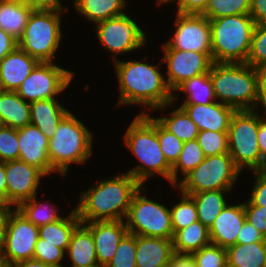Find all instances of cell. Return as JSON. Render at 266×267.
<instances>
[{"instance_id":"7","label":"cell","mask_w":266,"mask_h":267,"mask_svg":"<svg viewBox=\"0 0 266 267\" xmlns=\"http://www.w3.org/2000/svg\"><path fill=\"white\" fill-rule=\"evenodd\" d=\"M259 113L256 110H236L228 129V149L234 164L241 171L247 167L253 171L266 168L261 158L257 135Z\"/></svg>"},{"instance_id":"6","label":"cell","mask_w":266,"mask_h":267,"mask_svg":"<svg viewBox=\"0 0 266 267\" xmlns=\"http://www.w3.org/2000/svg\"><path fill=\"white\" fill-rule=\"evenodd\" d=\"M92 133L68 112L49 139L48 155L52 168L66 176L70 163L84 164L92 155Z\"/></svg>"},{"instance_id":"56","label":"cell","mask_w":266,"mask_h":267,"mask_svg":"<svg viewBox=\"0 0 266 267\" xmlns=\"http://www.w3.org/2000/svg\"><path fill=\"white\" fill-rule=\"evenodd\" d=\"M11 267H54V266L45 264L36 259H27L16 262L13 265H11Z\"/></svg>"},{"instance_id":"45","label":"cell","mask_w":266,"mask_h":267,"mask_svg":"<svg viewBox=\"0 0 266 267\" xmlns=\"http://www.w3.org/2000/svg\"><path fill=\"white\" fill-rule=\"evenodd\" d=\"M244 210L246 220L266 238V206H255L250 201H246Z\"/></svg>"},{"instance_id":"23","label":"cell","mask_w":266,"mask_h":267,"mask_svg":"<svg viewBox=\"0 0 266 267\" xmlns=\"http://www.w3.org/2000/svg\"><path fill=\"white\" fill-rule=\"evenodd\" d=\"M68 112L55 98L38 100L30 103V124L51 139L59 122Z\"/></svg>"},{"instance_id":"41","label":"cell","mask_w":266,"mask_h":267,"mask_svg":"<svg viewBox=\"0 0 266 267\" xmlns=\"http://www.w3.org/2000/svg\"><path fill=\"white\" fill-rule=\"evenodd\" d=\"M197 267H227L226 249L210 243L191 253Z\"/></svg>"},{"instance_id":"61","label":"cell","mask_w":266,"mask_h":267,"mask_svg":"<svg viewBox=\"0 0 266 267\" xmlns=\"http://www.w3.org/2000/svg\"><path fill=\"white\" fill-rule=\"evenodd\" d=\"M265 247H266V240H265ZM264 267H266V252H265V258H264Z\"/></svg>"},{"instance_id":"2","label":"cell","mask_w":266,"mask_h":267,"mask_svg":"<svg viewBox=\"0 0 266 267\" xmlns=\"http://www.w3.org/2000/svg\"><path fill=\"white\" fill-rule=\"evenodd\" d=\"M140 186L142 185L128 172L101 180L80 195L75 207L78 218L81 223L123 220L131 199Z\"/></svg>"},{"instance_id":"58","label":"cell","mask_w":266,"mask_h":267,"mask_svg":"<svg viewBox=\"0 0 266 267\" xmlns=\"http://www.w3.org/2000/svg\"><path fill=\"white\" fill-rule=\"evenodd\" d=\"M10 206L6 198L0 193V214L8 213L11 210Z\"/></svg>"},{"instance_id":"60","label":"cell","mask_w":266,"mask_h":267,"mask_svg":"<svg viewBox=\"0 0 266 267\" xmlns=\"http://www.w3.org/2000/svg\"><path fill=\"white\" fill-rule=\"evenodd\" d=\"M171 1H175V0H158V3L163 4V3L171 2ZM176 1H177L178 5H179L180 0H176Z\"/></svg>"},{"instance_id":"40","label":"cell","mask_w":266,"mask_h":267,"mask_svg":"<svg viewBox=\"0 0 266 267\" xmlns=\"http://www.w3.org/2000/svg\"><path fill=\"white\" fill-rule=\"evenodd\" d=\"M136 235L127 233L106 267H136Z\"/></svg>"},{"instance_id":"25","label":"cell","mask_w":266,"mask_h":267,"mask_svg":"<svg viewBox=\"0 0 266 267\" xmlns=\"http://www.w3.org/2000/svg\"><path fill=\"white\" fill-rule=\"evenodd\" d=\"M30 124V103L17 91L0 90V125L20 129Z\"/></svg>"},{"instance_id":"28","label":"cell","mask_w":266,"mask_h":267,"mask_svg":"<svg viewBox=\"0 0 266 267\" xmlns=\"http://www.w3.org/2000/svg\"><path fill=\"white\" fill-rule=\"evenodd\" d=\"M210 243L209 228L199 220L177 231L173 236V249L177 254H191Z\"/></svg>"},{"instance_id":"46","label":"cell","mask_w":266,"mask_h":267,"mask_svg":"<svg viewBox=\"0 0 266 267\" xmlns=\"http://www.w3.org/2000/svg\"><path fill=\"white\" fill-rule=\"evenodd\" d=\"M255 177L254 189H252L249 201L255 206H266V168L253 171Z\"/></svg>"},{"instance_id":"13","label":"cell","mask_w":266,"mask_h":267,"mask_svg":"<svg viewBox=\"0 0 266 267\" xmlns=\"http://www.w3.org/2000/svg\"><path fill=\"white\" fill-rule=\"evenodd\" d=\"M96 29L97 38L114 56L139 49L147 40L138 24L126 14L98 22Z\"/></svg>"},{"instance_id":"26","label":"cell","mask_w":266,"mask_h":267,"mask_svg":"<svg viewBox=\"0 0 266 267\" xmlns=\"http://www.w3.org/2000/svg\"><path fill=\"white\" fill-rule=\"evenodd\" d=\"M33 11L20 0H0V29L19 40Z\"/></svg>"},{"instance_id":"20","label":"cell","mask_w":266,"mask_h":267,"mask_svg":"<svg viewBox=\"0 0 266 267\" xmlns=\"http://www.w3.org/2000/svg\"><path fill=\"white\" fill-rule=\"evenodd\" d=\"M191 120L197 125L199 131L209 130L216 132H228L233 113V107L213 102L205 104H181Z\"/></svg>"},{"instance_id":"17","label":"cell","mask_w":266,"mask_h":267,"mask_svg":"<svg viewBox=\"0 0 266 267\" xmlns=\"http://www.w3.org/2000/svg\"><path fill=\"white\" fill-rule=\"evenodd\" d=\"M19 159L39 168L46 176L56 172L49 161V139L38 127L29 124L18 129Z\"/></svg>"},{"instance_id":"47","label":"cell","mask_w":266,"mask_h":267,"mask_svg":"<svg viewBox=\"0 0 266 267\" xmlns=\"http://www.w3.org/2000/svg\"><path fill=\"white\" fill-rule=\"evenodd\" d=\"M266 238L257 230L255 226L250 224L247 220L238 234L236 244H248L254 242H265Z\"/></svg>"},{"instance_id":"22","label":"cell","mask_w":266,"mask_h":267,"mask_svg":"<svg viewBox=\"0 0 266 267\" xmlns=\"http://www.w3.org/2000/svg\"><path fill=\"white\" fill-rule=\"evenodd\" d=\"M173 255V239L136 235V267H161Z\"/></svg>"},{"instance_id":"8","label":"cell","mask_w":266,"mask_h":267,"mask_svg":"<svg viewBox=\"0 0 266 267\" xmlns=\"http://www.w3.org/2000/svg\"><path fill=\"white\" fill-rule=\"evenodd\" d=\"M60 14L34 10L18 40V47L40 62H53L62 39Z\"/></svg>"},{"instance_id":"21","label":"cell","mask_w":266,"mask_h":267,"mask_svg":"<svg viewBox=\"0 0 266 267\" xmlns=\"http://www.w3.org/2000/svg\"><path fill=\"white\" fill-rule=\"evenodd\" d=\"M40 61L17 47L0 62V90L17 91Z\"/></svg>"},{"instance_id":"31","label":"cell","mask_w":266,"mask_h":267,"mask_svg":"<svg viewBox=\"0 0 266 267\" xmlns=\"http://www.w3.org/2000/svg\"><path fill=\"white\" fill-rule=\"evenodd\" d=\"M76 10L95 24L125 14L126 0H74Z\"/></svg>"},{"instance_id":"59","label":"cell","mask_w":266,"mask_h":267,"mask_svg":"<svg viewBox=\"0 0 266 267\" xmlns=\"http://www.w3.org/2000/svg\"><path fill=\"white\" fill-rule=\"evenodd\" d=\"M0 267H11L9 261L3 256V253L0 252Z\"/></svg>"},{"instance_id":"51","label":"cell","mask_w":266,"mask_h":267,"mask_svg":"<svg viewBox=\"0 0 266 267\" xmlns=\"http://www.w3.org/2000/svg\"><path fill=\"white\" fill-rule=\"evenodd\" d=\"M255 69L257 74L258 105L262 104L264 106V113L266 114V65Z\"/></svg>"},{"instance_id":"62","label":"cell","mask_w":266,"mask_h":267,"mask_svg":"<svg viewBox=\"0 0 266 267\" xmlns=\"http://www.w3.org/2000/svg\"><path fill=\"white\" fill-rule=\"evenodd\" d=\"M161 267H171L170 263L166 264V265H163Z\"/></svg>"},{"instance_id":"39","label":"cell","mask_w":266,"mask_h":267,"mask_svg":"<svg viewBox=\"0 0 266 267\" xmlns=\"http://www.w3.org/2000/svg\"><path fill=\"white\" fill-rule=\"evenodd\" d=\"M246 64L253 68L266 65V23L255 24Z\"/></svg>"},{"instance_id":"50","label":"cell","mask_w":266,"mask_h":267,"mask_svg":"<svg viewBox=\"0 0 266 267\" xmlns=\"http://www.w3.org/2000/svg\"><path fill=\"white\" fill-rule=\"evenodd\" d=\"M18 47V40L0 29V62Z\"/></svg>"},{"instance_id":"11","label":"cell","mask_w":266,"mask_h":267,"mask_svg":"<svg viewBox=\"0 0 266 267\" xmlns=\"http://www.w3.org/2000/svg\"><path fill=\"white\" fill-rule=\"evenodd\" d=\"M73 72L54 65L40 62L17 90L18 95L29 103L52 99L67 88L73 79Z\"/></svg>"},{"instance_id":"16","label":"cell","mask_w":266,"mask_h":267,"mask_svg":"<svg viewBox=\"0 0 266 267\" xmlns=\"http://www.w3.org/2000/svg\"><path fill=\"white\" fill-rule=\"evenodd\" d=\"M7 201L11 206L31 199L37 194L40 179L46 176L39 168L20 159L5 162Z\"/></svg>"},{"instance_id":"5","label":"cell","mask_w":266,"mask_h":267,"mask_svg":"<svg viewBox=\"0 0 266 267\" xmlns=\"http://www.w3.org/2000/svg\"><path fill=\"white\" fill-rule=\"evenodd\" d=\"M212 60L219 63H246L255 22L250 14L209 20Z\"/></svg>"},{"instance_id":"29","label":"cell","mask_w":266,"mask_h":267,"mask_svg":"<svg viewBox=\"0 0 266 267\" xmlns=\"http://www.w3.org/2000/svg\"><path fill=\"white\" fill-rule=\"evenodd\" d=\"M226 191L229 192L230 190H210L187 194L195 202L198 220L207 228L211 227L214 220L227 205V201L224 198V192Z\"/></svg>"},{"instance_id":"37","label":"cell","mask_w":266,"mask_h":267,"mask_svg":"<svg viewBox=\"0 0 266 267\" xmlns=\"http://www.w3.org/2000/svg\"><path fill=\"white\" fill-rule=\"evenodd\" d=\"M181 197V202L175 204L170 210L174 234L198 221L197 209L193 198L183 192H181Z\"/></svg>"},{"instance_id":"34","label":"cell","mask_w":266,"mask_h":267,"mask_svg":"<svg viewBox=\"0 0 266 267\" xmlns=\"http://www.w3.org/2000/svg\"><path fill=\"white\" fill-rule=\"evenodd\" d=\"M206 158L202 148L197 139L186 141L183 144L182 151L178 160L171 169V184H178L177 172L181 170V174L185 177L194 168H196Z\"/></svg>"},{"instance_id":"57","label":"cell","mask_w":266,"mask_h":267,"mask_svg":"<svg viewBox=\"0 0 266 267\" xmlns=\"http://www.w3.org/2000/svg\"><path fill=\"white\" fill-rule=\"evenodd\" d=\"M0 193L7 200V185H6L5 162H2V161H0Z\"/></svg>"},{"instance_id":"36","label":"cell","mask_w":266,"mask_h":267,"mask_svg":"<svg viewBox=\"0 0 266 267\" xmlns=\"http://www.w3.org/2000/svg\"><path fill=\"white\" fill-rule=\"evenodd\" d=\"M251 0H209V3L202 13L209 20L225 16L249 14Z\"/></svg>"},{"instance_id":"43","label":"cell","mask_w":266,"mask_h":267,"mask_svg":"<svg viewBox=\"0 0 266 267\" xmlns=\"http://www.w3.org/2000/svg\"><path fill=\"white\" fill-rule=\"evenodd\" d=\"M19 159L18 129L0 125V161Z\"/></svg>"},{"instance_id":"32","label":"cell","mask_w":266,"mask_h":267,"mask_svg":"<svg viewBox=\"0 0 266 267\" xmlns=\"http://www.w3.org/2000/svg\"><path fill=\"white\" fill-rule=\"evenodd\" d=\"M177 90L184 91L188 94L187 99H185L183 104L208 105L216 100L210 72L184 81L175 89V91Z\"/></svg>"},{"instance_id":"55","label":"cell","mask_w":266,"mask_h":267,"mask_svg":"<svg viewBox=\"0 0 266 267\" xmlns=\"http://www.w3.org/2000/svg\"><path fill=\"white\" fill-rule=\"evenodd\" d=\"M7 213L0 214V252H3L6 244Z\"/></svg>"},{"instance_id":"38","label":"cell","mask_w":266,"mask_h":267,"mask_svg":"<svg viewBox=\"0 0 266 267\" xmlns=\"http://www.w3.org/2000/svg\"><path fill=\"white\" fill-rule=\"evenodd\" d=\"M197 141L206 157L229 153L228 132L199 131Z\"/></svg>"},{"instance_id":"30","label":"cell","mask_w":266,"mask_h":267,"mask_svg":"<svg viewBox=\"0 0 266 267\" xmlns=\"http://www.w3.org/2000/svg\"><path fill=\"white\" fill-rule=\"evenodd\" d=\"M265 242L236 244L226 249L227 267H264Z\"/></svg>"},{"instance_id":"3","label":"cell","mask_w":266,"mask_h":267,"mask_svg":"<svg viewBox=\"0 0 266 267\" xmlns=\"http://www.w3.org/2000/svg\"><path fill=\"white\" fill-rule=\"evenodd\" d=\"M142 112L124 135L127 147L142 163L128 171L142 186L152 175L160 174L171 182L172 166L162 153L157 136V120Z\"/></svg>"},{"instance_id":"53","label":"cell","mask_w":266,"mask_h":267,"mask_svg":"<svg viewBox=\"0 0 266 267\" xmlns=\"http://www.w3.org/2000/svg\"><path fill=\"white\" fill-rule=\"evenodd\" d=\"M257 142L261 158L266 162V121L259 115Z\"/></svg>"},{"instance_id":"35","label":"cell","mask_w":266,"mask_h":267,"mask_svg":"<svg viewBox=\"0 0 266 267\" xmlns=\"http://www.w3.org/2000/svg\"><path fill=\"white\" fill-rule=\"evenodd\" d=\"M16 208L37 227L61 218L54 207L49 208L48 204L38 202L36 196L21 202Z\"/></svg>"},{"instance_id":"10","label":"cell","mask_w":266,"mask_h":267,"mask_svg":"<svg viewBox=\"0 0 266 267\" xmlns=\"http://www.w3.org/2000/svg\"><path fill=\"white\" fill-rule=\"evenodd\" d=\"M142 187L134 193L125 218L128 233L173 239L170 210L156 201L143 197Z\"/></svg>"},{"instance_id":"52","label":"cell","mask_w":266,"mask_h":267,"mask_svg":"<svg viewBox=\"0 0 266 267\" xmlns=\"http://www.w3.org/2000/svg\"><path fill=\"white\" fill-rule=\"evenodd\" d=\"M250 16L255 24L266 23V0H251Z\"/></svg>"},{"instance_id":"14","label":"cell","mask_w":266,"mask_h":267,"mask_svg":"<svg viewBox=\"0 0 266 267\" xmlns=\"http://www.w3.org/2000/svg\"><path fill=\"white\" fill-rule=\"evenodd\" d=\"M39 227L30 222L17 208L7 213L6 244L3 256L11 265L33 259Z\"/></svg>"},{"instance_id":"24","label":"cell","mask_w":266,"mask_h":267,"mask_svg":"<svg viewBox=\"0 0 266 267\" xmlns=\"http://www.w3.org/2000/svg\"><path fill=\"white\" fill-rule=\"evenodd\" d=\"M66 252L71 259V267L99 266L92 233L83 223L73 231Z\"/></svg>"},{"instance_id":"42","label":"cell","mask_w":266,"mask_h":267,"mask_svg":"<svg viewBox=\"0 0 266 267\" xmlns=\"http://www.w3.org/2000/svg\"><path fill=\"white\" fill-rule=\"evenodd\" d=\"M157 136L162 153L164 154L167 162L173 166L179 158L184 142L165 129L158 121Z\"/></svg>"},{"instance_id":"15","label":"cell","mask_w":266,"mask_h":267,"mask_svg":"<svg viewBox=\"0 0 266 267\" xmlns=\"http://www.w3.org/2000/svg\"><path fill=\"white\" fill-rule=\"evenodd\" d=\"M164 58L161 62H167L166 83L171 91L192 77L208 73L213 60L205 53L194 51H181L177 49H163Z\"/></svg>"},{"instance_id":"54","label":"cell","mask_w":266,"mask_h":267,"mask_svg":"<svg viewBox=\"0 0 266 267\" xmlns=\"http://www.w3.org/2000/svg\"><path fill=\"white\" fill-rule=\"evenodd\" d=\"M169 263L171 267H197L191 254L174 253Z\"/></svg>"},{"instance_id":"49","label":"cell","mask_w":266,"mask_h":267,"mask_svg":"<svg viewBox=\"0 0 266 267\" xmlns=\"http://www.w3.org/2000/svg\"><path fill=\"white\" fill-rule=\"evenodd\" d=\"M25 5L36 11L62 12L63 7L59 0H20Z\"/></svg>"},{"instance_id":"4","label":"cell","mask_w":266,"mask_h":267,"mask_svg":"<svg viewBox=\"0 0 266 267\" xmlns=\"http://www.w3.org/2000/svg\"><path fill=\"white\" fill-rule=\"evenodd\" d=\"M210 78L216 99L235 110H254L258 106L256 69L246 63L213 62Z\"/></svg>"},{"instance_id":"44","label":"cell","mask_w":266,"mask_h":267,"mask_svg":"<svg viewBox=\"0 0 266 267\" xmlns=\"http://www.w3.org/2000/svg\"><path fill=\"white\" fill-rule=\"evenodd\" d=\"M64 255L65 252L61 248L51 243H41V238L38 237L34 247L33 259L54 267H63L60 263Z\"/></svg>"},{"instance_id":"33","label":"cell","mask_w":266,"mask_h":267,"mask_svg":"<svg viewBox=\"0 0 266 267\" xmlns=\"http://www.w3.org/2000/svg\"><path fill=\"white\" fill-rule=\"evenodd\" d=\"M170 114L171 117H155V119L183 142L197 139L199 129L182 107L179 106Z\"/></svg>"},{"instance_id":"48","label":"cell","mask_w":266,"mask_h":267,"mask_svg":"<svg viewBox=\"0 0 266 267\" xmlns=\"http://www.w3.org/2000/svg\"><path fill=\"white\" fill-rule=\"evenodd\" d=\"M209 0H180L178 5V13L181 14H202Z\"/></svg>"},{"instance_id":"9","label":"cell","mask_w":266,"mask_h":267,"mask_svg":"<svg viewBox=\"0 0 266 267\" xmlns=\"http://www.w3.org/2000/svg\"><path fill=\"white\" fill-rule=\"evenodd\" d=\"M240 170L229 153L207 156L196 168L178 182L184 194L210 190H231Z\"/></svg>"},{"instance_id":"27","label":"cell","mask_w":266,"mask_h":267,"mask_svg":"<svg viewBox=\"0 0 266 267\" xmlns=\"http://www.w3.org/2000/svg\"><path fill=\"white\" fill-rule=\"evenodd\" d=\"M80 223L77 212L73 209L69 216L61 217L52 223L40 226L38 236L41 238V243L54 244L66 252L71 235Z\"/></svg>"},{"instance_id":"18","label":"cell","mask_w":266,"mask_h":267,"mask_svg":"<svg viewBox=\"0 0 266 267\" xmlns=\"http://www.w3.org/2000/svg\"><path fill=\"white\" fill-rule=\"evenodd\" d=\"M92 233L99 266L106 267L128 233L123 220L83 223ZM87 224V225H86Z\"/></svg>"},{"instance_id":"12","label":"cell","mask_w":266,"mask_h":267,"mask_svg":"<svg viewBox=\"0 0 266 267\" xmlns=\"http://www.w3.org/2000/svg\"><path fill=\"white\" fill-rule=\"evenodd\" d=\"M175 33L163 49H177L205 53L212 59L211 27L209 19L202 14L177 12Z\"/></svg>"},{"instance_id":"19","label":"cell","mask_w":266,"mask_h":267,"mask_svg":"<svg viewBox=\"0 0 266 267\" xmlns=\"http://www.w3.org/2000/svg\"><path fill=\"white\" fill-rule=\"evenodd\" d=\"M245 220L244 203L227 204L209 228L210 242L225 249L236 245L238 234Z\"/></svg>"},{"instance_id":"1","label":"cell","mask_w":266,"mask_h":267,"mask_svg":"<svg viewBox=\"0 0 266 267\" xmlns=\"http://www.w3.org/2000/svg\"><path fill=\"white\" fill-rule=\"evenodd\" d=\"M119 81V105L139 104L155 109L171 106L174 99L157 65L139 61H120L114 57Z\"/></svg>"}]
</instances>
